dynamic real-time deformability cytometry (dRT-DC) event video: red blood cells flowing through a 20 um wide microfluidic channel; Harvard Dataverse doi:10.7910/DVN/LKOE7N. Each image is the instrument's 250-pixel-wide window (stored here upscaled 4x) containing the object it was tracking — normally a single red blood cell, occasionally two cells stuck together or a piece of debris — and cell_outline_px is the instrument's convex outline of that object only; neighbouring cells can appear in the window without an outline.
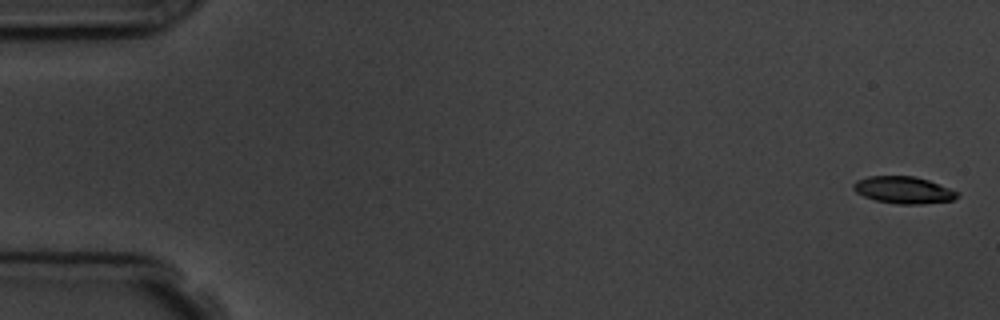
{"species": "common noctule bat (a hibernating species)", "species_latin": "Nyctalus noctula", "temperature_condition": "room temperature", "stored_images_in_passage": 5, "camera_frame_rate_fps": 3000, "um_per_image_px": 0.085, "animal": {"sex": "male", "body_mass_g": 19.5, "forearm_length_mm": 54.6}, "frame": {"image": 1, "passage_image": 1, "time_ms": 0.0, "image_size_px": [1000, 320], "cell_outline_px": [[960, 196], [952, 200], [920, 204], [896, 204], [876, 200], [864, 196], [856, 192], [852, 188], [852, 184], [856, 180], [868, 176], [912, 176], [928, 180], [960, 192]], "centroid_in_image_um": [76.79, 16.15], "position_along_channel_um": 8.2, "area_um2": 16.36}}
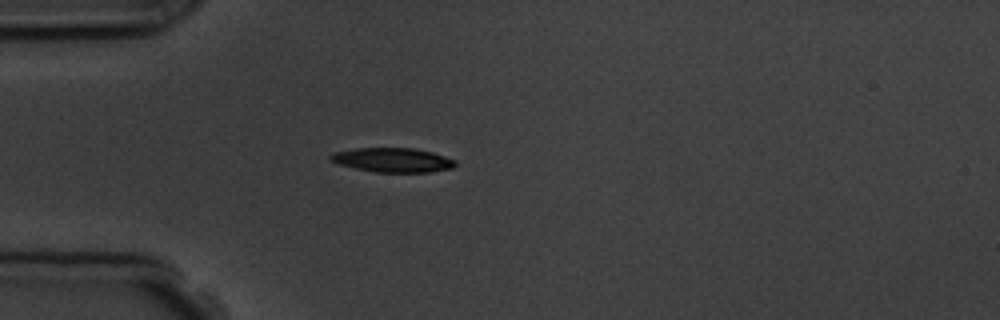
{"frame": {"image": 2, "passage_image": 5, "time_ms": 4.667, "image_size_px": [1000, 320], "cell_outline_px": [[456, 164], [452, 168], [432, 172], [376, 172], [336, 164], [328, 156], [332, 152], [356, 148], [412, 148], [432, 152], [456, 160]], "centroid_in_image_um": [33.36, 13.6], "position_along_channel_um": 51.6, "area_um2": 17.69}}